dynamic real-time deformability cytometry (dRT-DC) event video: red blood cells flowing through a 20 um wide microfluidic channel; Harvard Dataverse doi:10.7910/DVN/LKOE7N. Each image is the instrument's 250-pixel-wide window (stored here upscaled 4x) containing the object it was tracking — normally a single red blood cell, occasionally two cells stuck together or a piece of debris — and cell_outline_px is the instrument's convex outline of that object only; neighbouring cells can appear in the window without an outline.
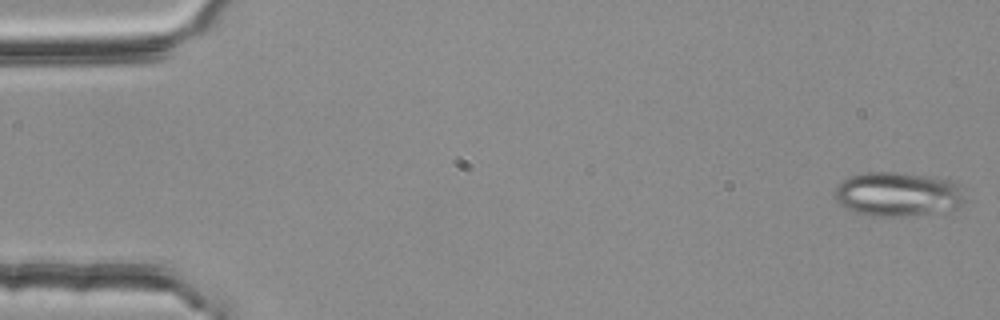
{"species": "common noctule bat (a hibernating species)", "species_latin": "Nyctalus noctula", "temperature_condition": "room temperature", "stored_images_in_passage": 4, "camera_frame_rate_fps": 3000, "um_per_image_px": 0.085, "animal": {"sex": "female", "body_mass_g": 25.1}, "frame": {"image": 1, "passage_image": 1, "time_ms": 0.0, "image_size_px": [1000, 320], "cell_outline_px": [[964, 200], [960, 208], [908, 216], [872, 216], [856, 212], [844, 208], [832, 196], [836, 188], [848, 176], [864, 172], [892, 172], [928, 176], [948, 180], [960, 184]], "centroid_in_image_um": [76.29, 16.51], "position_along_channel_um": 8.7, "area_um2": 33.64}}